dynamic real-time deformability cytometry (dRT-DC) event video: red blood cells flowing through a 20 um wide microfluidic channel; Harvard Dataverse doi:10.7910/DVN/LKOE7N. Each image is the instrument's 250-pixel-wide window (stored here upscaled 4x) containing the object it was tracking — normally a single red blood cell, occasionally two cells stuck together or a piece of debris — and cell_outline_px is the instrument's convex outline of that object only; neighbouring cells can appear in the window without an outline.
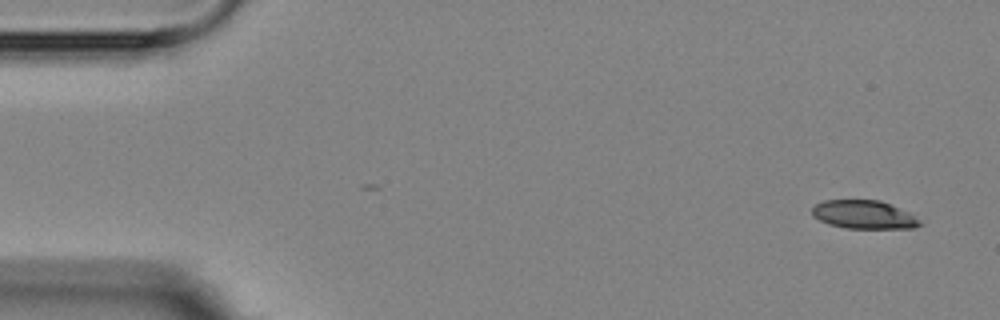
{"species": "Egyptian fruit bat (a non-hibernating species)", "species_latin": "Rousettus aegyptiacus", "temperature_condition": "room temperature", "stored_images_in_passage": 5, "camera_frame_rate_fps": 3000, "um_per_image_px": 0.085, "animal": {"sex": "female"}, "frame": {"image": 1, "passage_image": 1, "time_ms": 0.0, "image_size_px": [1000, 320], "cell_outline_px": [[920, 224], [912, 228], [844, 228], [828, 224], [812, 216], [812, 208], [816, 204], [824, 200], [880, 200], [908, 212], [920, 220]], "centroid_in_image_um": [73.38, 18.24], "position_along_channel_um": 11.6, "area_um2": 17.69}}
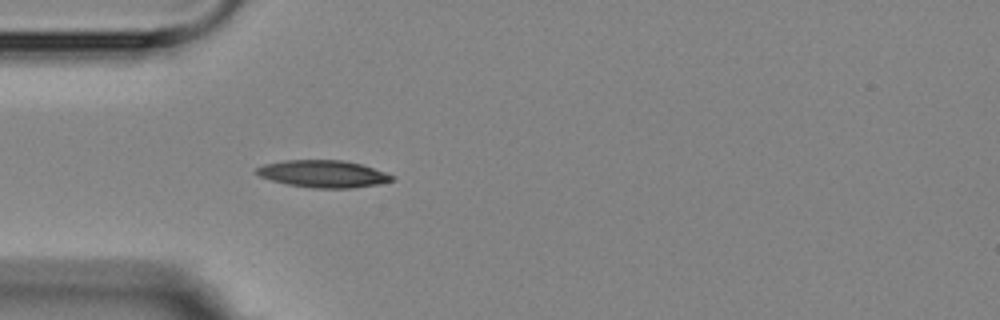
{"frame": {"image": 2, "passage_image": 5, "time_ms": 4.333, "image_size_px": [1000, 320], "cell_outline_px": [[396, 180], [380, 184], [352, 188], [312, 188], [288, 184], [272, 180], [260, 176], [252, 172], [256, 168], [264, 164], [284, 160], [344, 160], [360, 164], [396, 176]], "centroid_in_image_um": [27.48, 14.78], "position_along_channel_um": 57.5, "area_um2": 21.56}}